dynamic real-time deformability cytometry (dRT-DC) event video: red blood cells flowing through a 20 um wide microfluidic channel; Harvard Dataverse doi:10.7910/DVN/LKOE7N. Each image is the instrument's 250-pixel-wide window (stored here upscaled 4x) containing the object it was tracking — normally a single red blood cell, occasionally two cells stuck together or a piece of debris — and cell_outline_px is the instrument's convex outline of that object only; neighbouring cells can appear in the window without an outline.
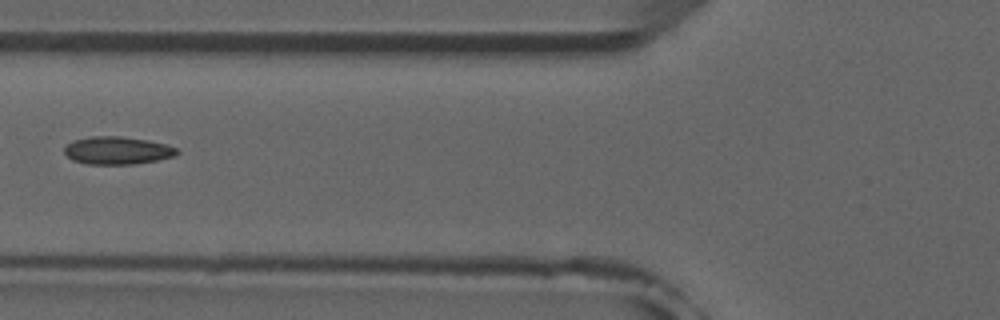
{"species": "common noctule bat (a hibernating species)", "species_latin": "Nyctalus noctula", "temperature_condition": "room temperature", "stored_images_in_passage": 6, "camera_frame_rate_fps": 3000, "um_per_image_px": 0.085, "animal": {"sex": "male", "forearm_length_mm": 52.5}, "frame": {"image": 1, "passage_image": 5, "time_ms": 4.667, "image_size_px": [1000, 320], "cell_outline_px": [[180, 152], [172, 156], [156, 160], [132, 164], [84, 164], [72, 160], [64, 152], [64, 148], [68, 144], [76, 140], [92, 136], [120, 136], [148, 140], [168, 144], [176, 148]], "centroid_in_image_um": [9.97, 12.79], "position_along_channel_um": 115.8, "area_um2": 18.09}}
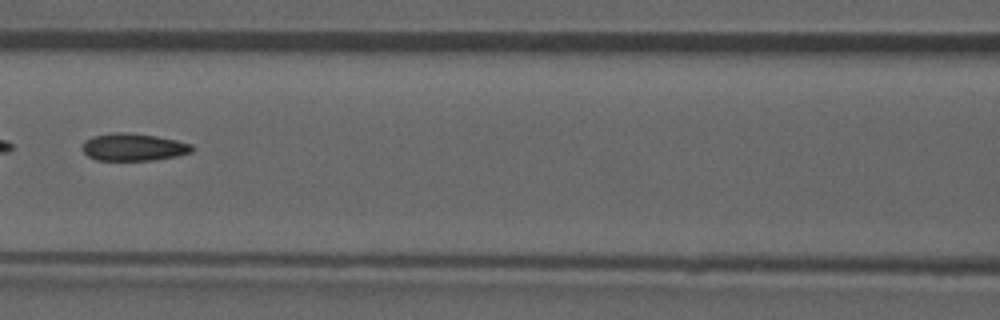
{"frame": {"image": 2, "passage_image": 6, "time_ms": 5.667, "image_size_px": [1000, 320], "cell_outline_px": [[192, 152], [176, 156], [152, 160], [96, 160], [88, 156], [80, 148], [84, 140], [92, 136], [112, 132], [128, 132], [156, 136], [176, 140], [192, 144]], "centroid_in_image_um": [11.29, 12.49], "position_along_channel_um": 155.3, "area_um2": 17.63}}